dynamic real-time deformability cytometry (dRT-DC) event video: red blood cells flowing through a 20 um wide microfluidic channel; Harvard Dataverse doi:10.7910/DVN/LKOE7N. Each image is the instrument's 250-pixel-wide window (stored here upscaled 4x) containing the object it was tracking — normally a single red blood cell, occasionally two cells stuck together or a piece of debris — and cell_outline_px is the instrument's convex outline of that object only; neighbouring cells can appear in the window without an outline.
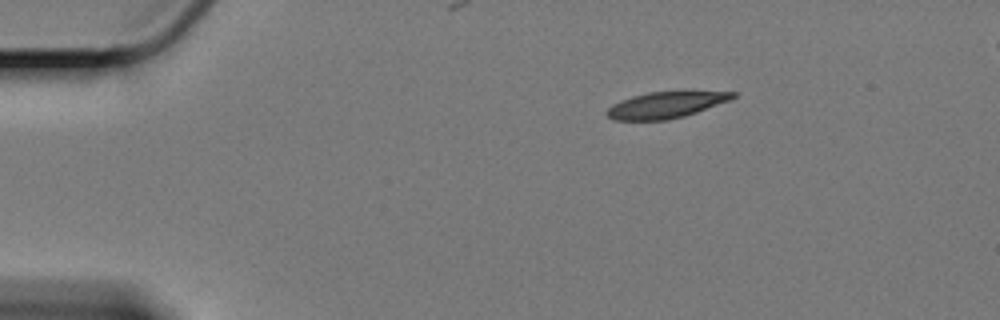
{"species": "Egyptian fruit bat (a non-hibernating species)", "species_latin": "Rousettus aegyptiacus", "temperature_condition": "cold", "stored_images_in_passage": 51, "camera_frame_rate_fps": 3000, "um_per_image_px": 0.085, "animal": {"sex": "female"}, "frame": {"image": 1, "passage_image": 1, "time_ms": 0.0, "image_size_px": [1000, 320], "cell_outline_px": [[736, 96], [732, 100], [684, 116], [668, 120], [612, 120], [604, 112], [612, 104], [620, 100], [632, 96], [648, 92], [684, 88], [692, 88], [736, 92]], "centroid_in_image_um": [56.7, 8.85], "position_along_channel_um": 28.3, "area_um2": 20.58}}
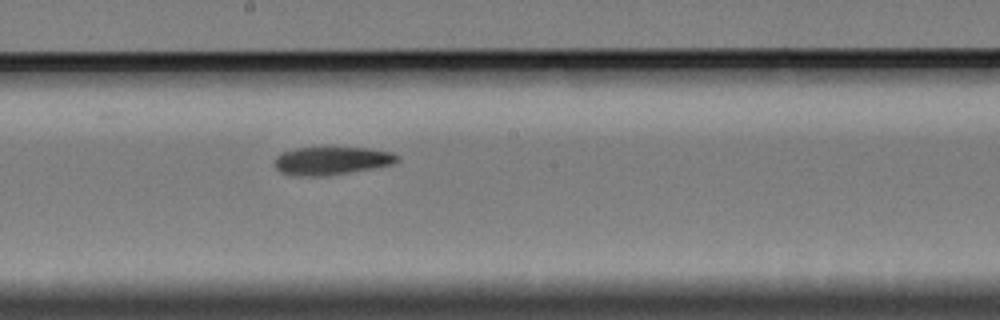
{"frame": {"image": 2, "passage_image": 24, "time_ms": 7.667, "image_size_px": [1000, 320], "cell_outline_px": [[400, 160], [392, 164], [372, 168], [328, 176], [292, 176], [280, 172], [276, 168], [276, 156], [284, 152], [296, 148], [368, 148], [392, 152], [400, 156]], "centroid_in_image_um": [28.2, 13.67], "position_along_channel_um": 220.0, "area_um2": 20.0}}
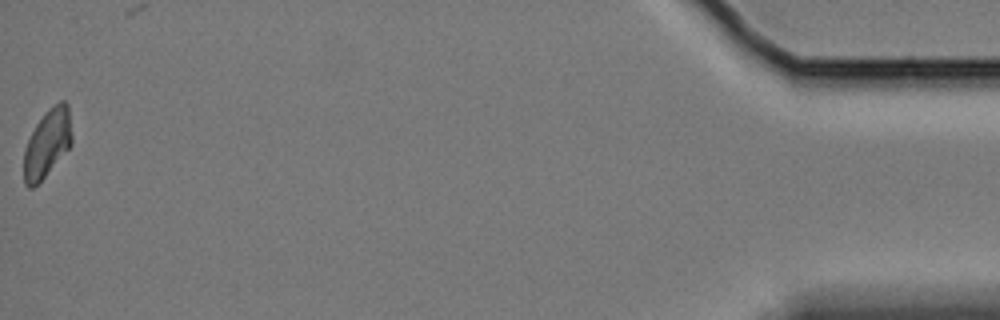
{"frame": {"image": 3, "passage_image": 51, "time_ms": 16.667, "image_size_px": [1000, 320], "cell_outline_px": [[72, 144], [44, 176], [32, 188], [28, 188], [24, 184], [24, 148], [36, 124], [44, 112], [48, 108], [60, 100], [64, 100], [68, 104], [72, 136]], "centroid_in_image_um": [4.02, 12.14], "position_along_channel_um": 431.2, "area_um2": 18.84}, "authors_computed_cell_mechanics": {"area_um2": 20.3456, "velocity_mm_per_s": 3.3369, "shape_relaxation_time_tau1_ms": 8.9954, "shape_relaxation_time_tau2_ms": null, "deformation_change_tau1": 0.1753, "deformation_change_tau2": null}}